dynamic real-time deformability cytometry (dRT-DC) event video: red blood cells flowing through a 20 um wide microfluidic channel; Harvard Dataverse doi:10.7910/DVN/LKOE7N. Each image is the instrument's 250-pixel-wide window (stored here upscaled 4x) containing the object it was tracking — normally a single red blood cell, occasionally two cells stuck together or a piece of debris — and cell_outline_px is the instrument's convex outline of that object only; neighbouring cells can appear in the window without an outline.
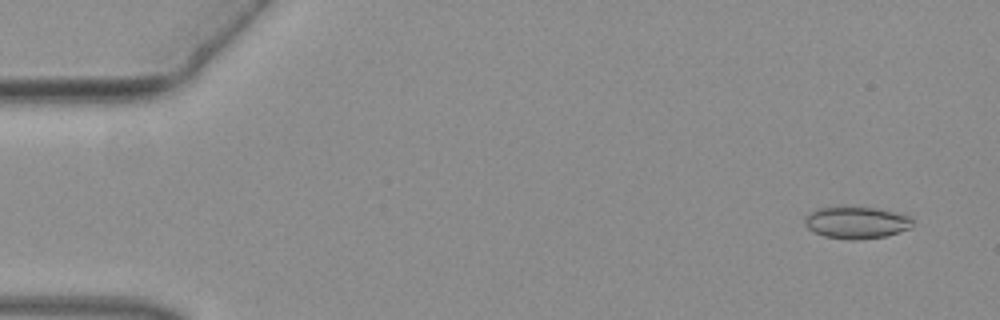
{"species": "common noctule bat (a hibernating species)", "species_latin": "Nyctalus noctula", "temperature_condition": "warm", "stored_images_in_passage": 51, "camera_frame_rate_fps": 3000, "um_per_image_px": 0.085, "animal": {"sex": "female", "body_mass_g": 19.3, "forearm_length_mm": 54.1}, "frame": {"image": 1, "passage_image": 3, "time_ms": 0.667, "image_size_px": [1000, 320], "cell_outline_px": [[912, 228], [884, 236], [860, 240], [848, 240], [824, 236], [808, 228], [804, 224], [804, 216], [808, 212], [816, 208], [840, 204], [876, 208], [912, 216]], "centroid_in_image_um": [72.74, 18.87], "position_along_channel_um": 12.3, "area_um2": 20.87}}
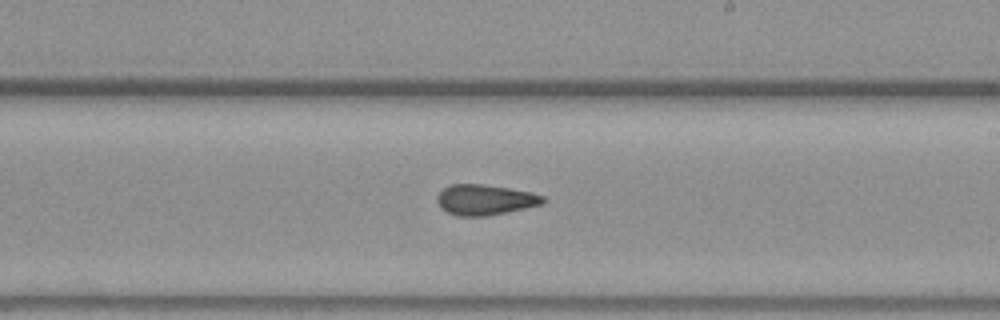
{"frame": {"image": 2, "passage_image": 30, "time_ms": 9.667, "image_size_px": [1000, 320], "cell_outline_px": [[544, 204], [488, 216], [456, 216], [440, 208], [436, 200], [436, 196], [444, 188], [452, 184], [480, 184], [508, 188], [532, 192], [544, 196]], "centroid_in_image_um": [41.21, 16.99], "position_along_channel_um": 247.8, "area_um2": 18.84}}
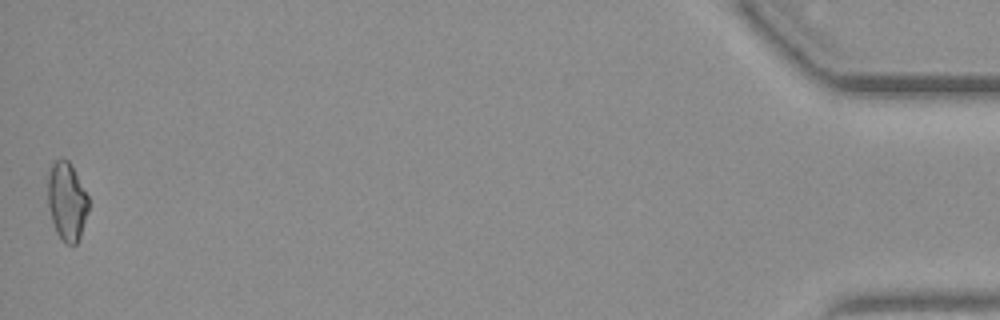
{"frame": {"image": 3, "passage_image": 51, "time_ms": 16.667, "image_size_px": [1000, 320], "cell_outline_px": [[88, 212], [80, 236], [76, 244], [64, 244], [56, 232], [48, 208], [44, 176], [52, 164], [56, 160], [68, 160], [88, 196]], "centroid_in_image_um": [5.62, 17.1], "position_along_channel_um": 429.6, "area_um2": 18.96}}